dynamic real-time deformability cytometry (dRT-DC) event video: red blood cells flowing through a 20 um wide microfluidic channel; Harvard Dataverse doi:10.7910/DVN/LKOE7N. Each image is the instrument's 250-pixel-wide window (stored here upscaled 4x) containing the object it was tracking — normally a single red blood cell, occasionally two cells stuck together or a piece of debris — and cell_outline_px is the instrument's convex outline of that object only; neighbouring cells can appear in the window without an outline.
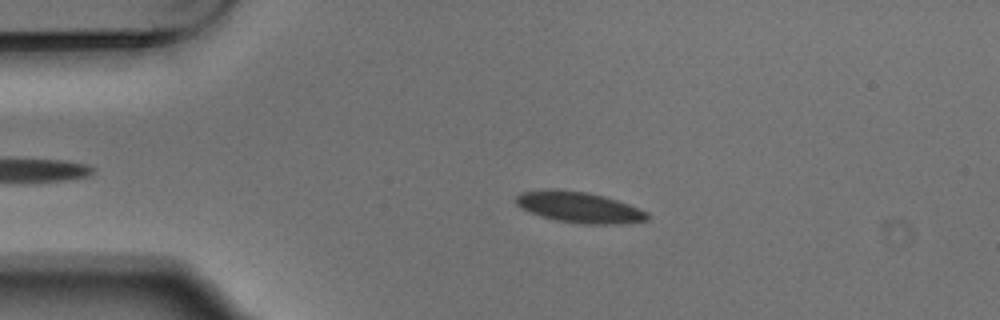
{"species": "Egyptian fruit bat (a non-hibernating species)", "species_latin": "Rousettus aegyptiacus", "temperature_condition": "warm", "stored_images_in_passage": 5, "camera_frame_rate_fps": 3000, "um_per_image_px": 0.085, "animal": {"sex": "male"}, "frame": {"image": 1, "passage_image": 4, "time_ms": 1.0, "image_size_px": [1000, 320], "cell_outline_px": [[648, 220], [620, 224], [580, 224], [556, 220], [528, 212], [520, 208], [516, 204], [516, 196], [520, 192], [556, 188], [588, 192], [604, 196], [628, 204], [648, 212]], "centroid_in_image_um": [49.2, 17.61], "position_along_channel_um": 35.8, "area_um2": 23.81}}